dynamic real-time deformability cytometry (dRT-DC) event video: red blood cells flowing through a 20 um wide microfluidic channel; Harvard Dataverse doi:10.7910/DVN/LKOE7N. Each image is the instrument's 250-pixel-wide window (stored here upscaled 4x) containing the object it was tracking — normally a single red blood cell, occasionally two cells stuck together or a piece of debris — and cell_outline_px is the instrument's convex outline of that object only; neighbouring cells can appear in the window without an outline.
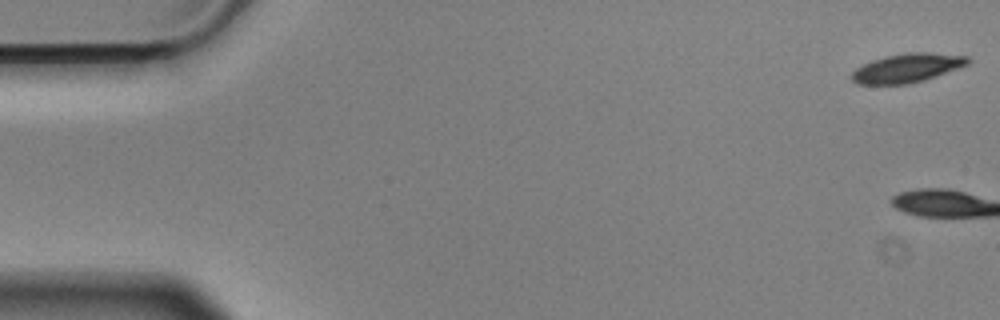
{"species": "Egyptian fruit bat (a non-hibernating species)", "species_latin": "Rousettus aegyptiacus", "temperature_condition": "cold", "stored_images_in_passage": 2, "camera_frame_rate_fps": 3000, "um_per_image_px": 0.085, "animal": {"sex": "male"}, "frame": {"image": 1, "passage_image": 1, "time_ms": 0.0, "image_size_px": [1000, 320], "cell_outline_px": [[972, 60], [968, 64], [924, 80], [908, 84], [856, 84], [852, 80], [852, 72], [856, 68], [872, 60], [884, 56], [908, 52], [928, 52], [968, 56]], "centroid_in_image_um": [77.1, 5.77], "position_along_channel_um": 7.9, "area_um2": 19.48}}